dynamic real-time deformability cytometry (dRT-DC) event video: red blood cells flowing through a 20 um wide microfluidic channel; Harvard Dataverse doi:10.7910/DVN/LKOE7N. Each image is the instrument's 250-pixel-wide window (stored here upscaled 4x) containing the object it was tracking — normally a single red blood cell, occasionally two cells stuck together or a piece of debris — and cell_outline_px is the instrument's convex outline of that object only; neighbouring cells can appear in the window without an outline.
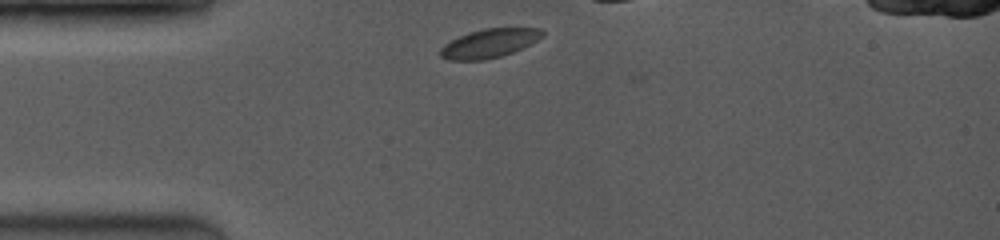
{"species": "common noctule bat (a hibernating species)", "species_latin": "Nyctalus noctula", "temperature_condition": "room temperature", "stored_images_in_passage": 8, "camera_frame_rate_fps": 3500, "um_per_image_px": 0.085, "animal": {"sex": "female", "body_mass_g": 19.0, "forearm_length_mm": 53.3}, "frame": {"image": 1, "passage_image": 1, "time_ms": 0.0, "image_size_px": [1000, 240], "cell_outline_px": [[544, 36], [512, 52], [500, 56], [484, 60], [448, 60], [440, 56], [440, 48], [444, 44], [468, 32], [484, 28], [540, 28], [544, 32]], "centroid_in_image_um": [41.56, 3.67], "position_along_channel_um": 43.4, "area_um2": 16.94}}
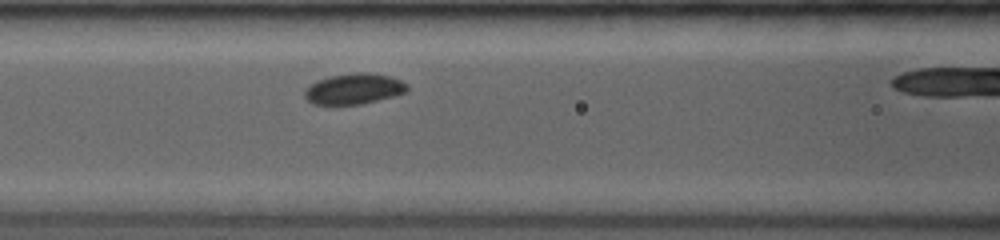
{"frame": {"image": 2, "passage_image": 5, "time_ms": 2.857, "image_size_px": [1000, 240], "cell_outline_px": [[408, 88], [404, 92], [392, 96], [364, 104], [332, 108], [312, 104], [304, 96], [304, 92], [312, 84], [328, 76], [356, 72], [368, 72], [388, 76], [400, 80], [408, 84]], "centroid_in_image_um": [30.03, 7.6], "position_along_channel_um": 136.6, "area_um2": 18.84}}
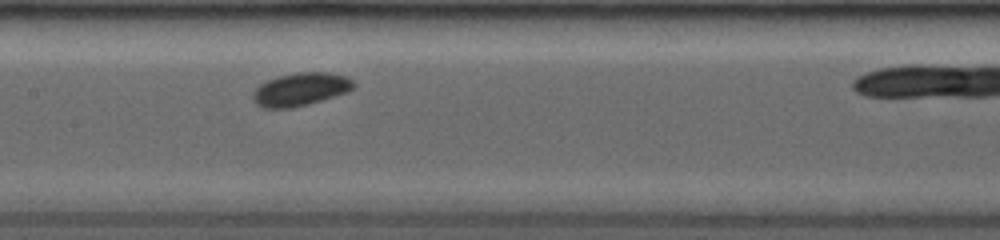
{"frame": {"image": 3, "passage_image": 7, "time_ms": 4.0, "image_size_px": [1000, 240], "cell_outline_px": [[356, 84], [348, 92], [308, 104], [292, 108], [264, 108], [256, 104], [252, 100], [252, 96], [256, 88], [260, 84], [268, 80], [280, 76], [296, 72], [328, 72], [344, 76], [352, 80]], "centroid_in_image_um": [25.54, 7.6], "position_along_channel_um": 181.9, "area_um2": 19.31}}